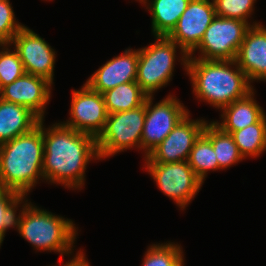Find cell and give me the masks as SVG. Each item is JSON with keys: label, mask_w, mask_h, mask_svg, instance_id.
Instances as JSON below:
<instances>
[{"label": "cell", "mask_w": 266, "mask_h": 266, "mask_svg": "<svg viewBox=\"0 0 266 266\" xmlns=\"http://www.w3.org/2000/svg\"><path fill=\"white\" fill-rule=\"evenodd\" d=\"M212 1L216 11V16L245 21L251 26V23L248 21V18H251V15L254 13V3L256 2V0Z\"/></svg>", "instance_id": "obj_27"}, {"label": "cell", "mask_w": 266, "mask_h": 266, "mask_svg": "<svg viewBox=\"0 0 266 266\" xmlns=\"http://www.w3.org/2000/svg\"><path fill=\"white\" fill-rule=\"evenodd\" d=\"M235 61L252 83L266 81V27L253 22L245 33Z\"/></svg>", "instance_id": "obj_16"}, {"label": "cell", "mask_w": 266, "mask_h": 266, "mask_svg": "<svg viewBox=\"0 0 266 266\" xmlns=\"http://www.w3.org/2000/svg\"><path fill=\"white\" fill-rule=\"evenodd\" d=\"M26 196L11 189L0 187V247L8 229L16 228L18 230L22 213L30 203ZM21 204L23 208H21ZM18 207L21 210L17 216Z\"/></svg>", "instance_id": "obj_23"}, {"label": "cell", "mask_w": 266, "mask_h": 266, "mask_svg": "<svg viewBox=\"0 0 266 266\" xmlns=\"http://www.w3.org/2000/svg\"><path fill=\"white\" fill-rule=\"evenodd\" d=\"M186 74L195 97L220 110L254 90L235 60H204L189 56Z\"/></svg>", "instance_id": "obj_2"}, {"label": "cell", "mask_w": 266, "mask_h": 266, "mask_svg": "<svg viewBox=\"0 0 266 266\" xmlns=\"http://www.w3.org/2000/svg\"><path fill=\"white\" fill-rule=\"evenodd\" d=\"M250 25L241 20L216 16L206 29L199 45L189 54L204 60H235Z\"/></svg>", "instance_id": "obj_8"}, {"label": "cell", "mask_w": 266, "mask_h": 266, "mask_svg": "<svg viewBox=\"0 0 266 266\" xmlns=\"http://www.w3.org/2000/svg\"><path fill=\"white\" fill-rule=\"evenodd\" d=\"M40 120L29 108L0 98V145L29 133Z\"/></svg>", "instance_id": "obj_17"}, {"label": "cell", "mask_w": 266, "mask_h": 266, "mask_svg": "<svg viewBox=\"0 0 266 266\" xmlns=\"http://www.w3.org/2000/svg\"><path fill=\"white\" fill-rule=\"evenodd\" d=\"M255 89L221 110V123L214 121L226 133L241 130L257 123L264 115L263 108L254 99Z\"/></svg>", "instance_id": "obj_18"}, {"label": "cell", "mask_w": 266, "mask_h": 266, "mask_svg": "<svg viewBox=\"0 0 266 266\" xmlns=\"http://www.w3.org/2000/svg\"><path fill=\"white\" fill-rule=\"evenodd\" d=\"M24 26L16 21L10 0H0V43L10 44Z\"/></svg>", "instance_id": "obj_28"}, {"label": "cell", "mask_w": 266, "mask_h": 266, "mask_svg": "<svg viewBox=\"0 0 266 266\" xmlns=\"http://www.w3.org/2000/svg\"><path fill=\"white\" fill-rule=\"evenodd\" d=\"M10 46L3 44L0 48V89L26 73L18 52Z\"/></svg>", "instance_id": "obj_26"}, {"label": "cell", "mask_w": 266, "mask_h": 266, "mask_svg": "<svg viewBox=\"0 0 266 266\" xmlns=\"http://www.w3.org/2000/svg\"><path fill=\"white\" fill-rule=\"evenodd\" d=\"M44 121L29 133L0 145V187L28 195L40 178L44 180Z\"/></svg>", "instance_id": "obj_3"}, {"label": "cell", "mask_w": 266, "mask_h": 266, "mask_svg": "<svg viewBox=\"0 0 266 266\" xmlns=\"http://www.w3.org/2000/svg\"><path fill=\"white\" fill-rule=\"evenodd\" d=\"M57 266V265H55ZM63 266H90L88 260H86V255L83 251H77L76 255L70 259V262H65Z\"/></svg>", "instance_id": "obj_29"}, {"label": "cell", "mask_w": 266, "mask_h": 266, "mask_svg": "<svg viewBox=\"0 0 266 266\" xmlns=\"http://www.w3.org/2000/svg\"><path fill=\"white\" fill-rule=\"evenodd\" d=\"M138 49L128 48L119 56L107 61L86 81L94 91L103 93L116 86L136 81L138 69Z\"/></svg>", "instance_id": "obj_15"}, {"label": "cell", "mask_w": 266, "mask_h": 266, "mask_svg": "<svg viewBox=\"0 0 266 266\" xmlns=\"http://www.w3.org/2000/svg\"><path fill=\"white\" fill-rule=\"evenodd\" d=\"M18 52L25 72L42 77L52 85L56 53L50 44L33 30L24 26L10 43Z\"/></svg>", "instance_id": "obj_12"}, {"label": "cell", "mask_w": 266, "mask_h": 266, "mask_svg": "<svg viewBox=\"0 0 266 266\" xmlns=\"http://www.w3.org/2000/svg\"><path fill=\"white\" fill-rule=\"evenodd\" d=\"M155 39L154 43L138 49L136 82L147 96H153L172 80L178 48L185 72L189 58V55L167 36H155Z\"/></svg>", "instance_id": "obj_5"}, {"label": "cell", "mask_w": 266, "mask_h": 266, "mask_svg": "<svg viewBox=\"0 0 266 266\" xmlns=\"http://www.w3.org/2000/svg\"><path fill=\"white\" fill-rule=\"evenodd\" d=\"M144 165L160 191L170 197L181 210L190 204L203 185L188 161Z\"/></svg>", "instance_id": "obj_7"}, {"label": "cell", "mask_w": 266, "mask_h": 266, "mask_svg": "<svg viewBox=\"0 0 266 266\" xmlns=\"http://www.w3.org/2000/svg\"><path fill=\"white\" fill-rule=\"evenodd\" d=\"M215 17L212 0H191L167 37L189 55L199 45Z\"/></svg>", "instance_id": "obj_13"}, {"label": "cell", "mask_w": 266, "mask_h": 266, "mask_svg": "<svg viewBox=\"0 0 266 266\" xmlns=\"http://www.w3.org/2000/svg\"><path fill=\"white\" fill-rule=\"evenodd\" d=\"M69 111V120L62 123L96 138L103 131L108 117L103 95L92 90L86 83L80 90H72Z\"/></svg>", "instance_id": "obj_11"}, {"label": "cell", "mask_w": 266, "mask_h": 266, "mask_svg": "<svg viewBox=\"0 0 266 266\" xmlns=\"http://www.w3.org/2000/svg\"><path fill=\"white\" fill-rule=\"evenodd\" d=\"M108 114L125 112L141 106L147 95L136 81L120 84L102 93Z\"/></svg>", "instance_id": "obj_21"}, {"label": "cell", "mask_w": 266, "mask_h": 266, "mask_svg": "<svg viewBox=\"0 0 266 266\" xmlns=\"http://www.w3.org/2000/svg\"><path fill=\"white\" fill-rule=\"evenodd\" d=\"M191 0H139L152 16V34L167 36L176 26ZM150 2V3H149Z\"/></svg>", "instance_id": "obj_19"}, {"label": "cell", "mask_w": 266, "mask_h": 266, "mask_svg": "<svg viewBox=\"0 0 266 266\" xmlns=\"http://www.w3.org/2000/svg\"><path fill=\"white\" fill-rule=\"evenodd\" d=\"M52 84L46 79L25 73L0 89V98L29 108L41 120L51 98Z\"/></svg>", "instance_id": "obj_14"}, {"label": "cell", "mask_w": 266, "mask_h": 266, "mask_svg": "<svg viewBox=\"0 0 266 266\" xmlns=\"http://www.w3.org/2000/svg\"><path fill=\"white\" fill-rule=\"evenodd\" d=\"M145 114L146 100L137 108L108 114L105 127L96 138L100 160L130 148L141 149Z\"/></svg>", "instance_id": "obj_6"}, {"label": "cell", "mask_w": 266, "mask_h": 266, "mask_svg": "<svg viewBox=\"0 0 266 266\" xmlns=\"http://www.w3.org/2000/svg\"><path fill=\"white\" fill-rule=\"evenodd\" d=\"M182 247L177 243L150 245L144 254L142 266H184Z\"/></svg>", "instance_id": "obj_25"}, {"label": "cell", "mask_w": 266, "mask_h": 266, "mask_svg": "<svg viewBox=\"0 0 266 266\" xmlns=\"http://www.w3.org/2000/svg\"><path fill=\"white\" fill-rule=\"evenodd\" d=\"M203 134L211 141L218 160V170L230 168L244 159L232 135L224 132L214 121L207 122Z\"/></svg>", "instance_id": "obj_20"}, {"label": "cell", "mask_w": 266, "mask_h": 266, "mask_svg": "<svg viewBox=\"0 0 266 266\" xmlns=\"http://www.w3.org/2000/svg\"><path fill=\"white\" fill-rule=\"evenodd\" d=\"M71 219L57 216L31 202L25 207L18 232L35 250L53 251L62 257L72 255L78 230Z\"/></svg>", "instance_id": "obj_4"}, {"label": "cell", "mask_w": 266, "mask_h": 266, "mask_svg": "<svg viewBox=\"0 0 266 266\" xmlns=\"http://www.w3.org/2000/svg\"><path fill=\"white\" fill-rule=\"evenodd\" d=\"M154 96L146 98V114L141 138L144 158L158 146L189 111L174 95L153 104ZM154 106H153V105Z\"/></svg>", "instance_id": "obj_9"}, {"label": "cell", "mask_w": 266, "mask_h": 266, "mask_svg": "<svg viewBox=\"0 0 266 266\" xmlns=\"http://www.w3.org/2000/svg\"><path fill=\"white\" fill-rule=\"evenodd\" d=\"M240 154L247 157H259L266 151V114L254 124L231 133Z\"/></svg>", "instance_id": "obj_22"}, {"label": "cell", "mask_w": 266, "mask_h": 266, "mask_svg": "<svg viewBox=\"0 0 266 266\" xmlns=\"http://www.w3.org/2000/svg\"><path fill=\"white\" fill-rule=\"evenodd\" d=\"M190 113L181 119L166 138L144 159L145 163H173L188 161L190 151L203 133L207 120H193Z\"/></svg>", "instance_id": "obj_10"}, {"label": "cell", "mask_w": 266, "mask_h": 266, "mask_svg": "<svg viewBox=\"0 0 266 266\" xmlns=\"http://www.w3.org/2000/svg\"><path fill=\"white\" fill-rule=\"evenodd\" d=\"M43 142L44 180L67 189L84 187L87 164L100 160L96 137L56 122L49 128L43 125Z\"/></svg>", "instance_id": "obj_1"}, {"label": "cell", "mask_w": 266, "mask_h": 266, "mask_svg": "<svg viewBox=\"0 0 266 266\" xmlns=\"http://www.w3.org/2000/svg\"><path fill=\"white\" fill-rule=\"evenodd\" d=\"M188 163L203 183L208 171L218 170V160L211 141L203 133L196 140L190 151Z\"/></svg>", "instance_id": "obj_24"}]
</instances>
